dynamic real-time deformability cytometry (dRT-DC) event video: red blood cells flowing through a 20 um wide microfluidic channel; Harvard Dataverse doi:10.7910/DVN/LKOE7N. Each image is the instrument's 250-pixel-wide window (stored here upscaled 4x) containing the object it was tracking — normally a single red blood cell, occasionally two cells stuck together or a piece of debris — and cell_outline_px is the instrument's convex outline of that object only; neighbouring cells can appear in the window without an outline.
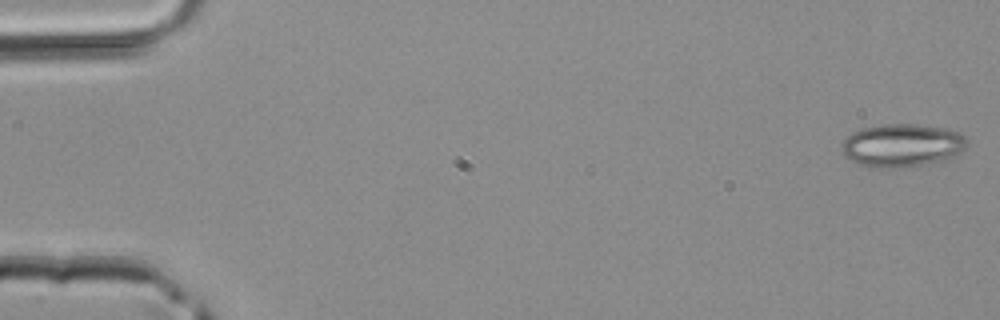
{"species": "common noctule bat (a hibernating species)", "species_latin": "Nyctalus noctula", "temperature_condition": "room temperature", "stored_images_in_passage": 45, "camera_frame_rate_fps": 3000, "um_per_image_px": 0.085, "animal": {"sex": "male", "body_mass_g": 20.4}, "frame": {"image": 1, "passage_image": 1, "time_ms": 0.0, "image_size_px": [1000, 320], "cell_outline_px": [[968, 144], [960, 152], [944, 160], [924, 164], [896, 168], [880, 168], [860, 164], [844, 156], [840, 148], [840, 144], [852, 132], [860, 128], [880, 124], [916, 124], [944, 128], [960, 132], [964, 136]], "centroid_in_image_um": [76.64, 12.34], "position_along_channel_um": 8.4, "area_um2": 31.5}}
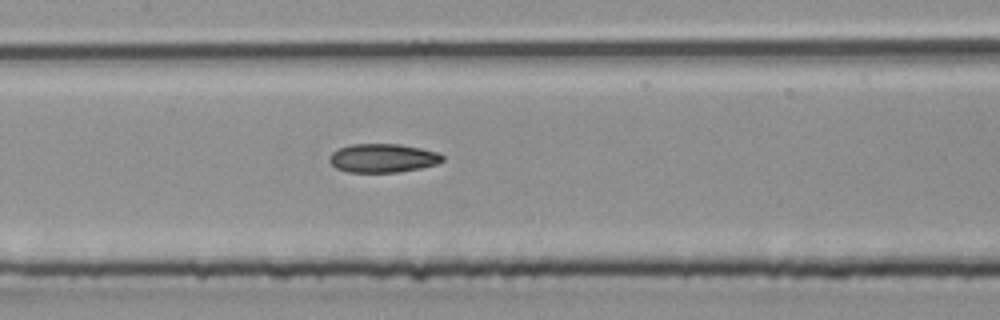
{"frame": {"image": 2, "passage_image": 22, "time_ms": 7.0, "image_size_px": [1000, 320], "cell_outline_px": [[444, 160], [436, 164], [420, 168], [400, 172], [348, 172], [336, 168], [328, 160], [328, 156], [332, 152], [340, 148], [352, 144], [400, 144], [440, 152], [444, 156]], "centroid_in_image_um": [32.55, 13.44], "position_along_channel_um": 174.8, "area_um2": 19.02}}
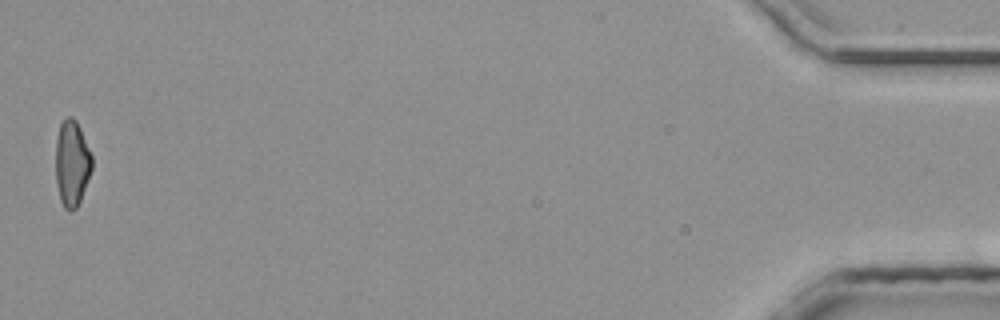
{"frame": {"image": 3, "passage_image": 45, "time_ms": 14.667, "image_size_px": [1000, 320], "cell_outline_px": [[92, 168], [80, 200], [76, 208], [68, 212], [64, 208], [60, 200], [56, 180], [56, 136], [60, 124], [68, 116], [72, 116], [76, 120], [80, 128], [92, 156]], "centroid_in_image_um": [6.1, 13.87], "position_along_channel_um": 429.1, "area_um2": 18.09}}